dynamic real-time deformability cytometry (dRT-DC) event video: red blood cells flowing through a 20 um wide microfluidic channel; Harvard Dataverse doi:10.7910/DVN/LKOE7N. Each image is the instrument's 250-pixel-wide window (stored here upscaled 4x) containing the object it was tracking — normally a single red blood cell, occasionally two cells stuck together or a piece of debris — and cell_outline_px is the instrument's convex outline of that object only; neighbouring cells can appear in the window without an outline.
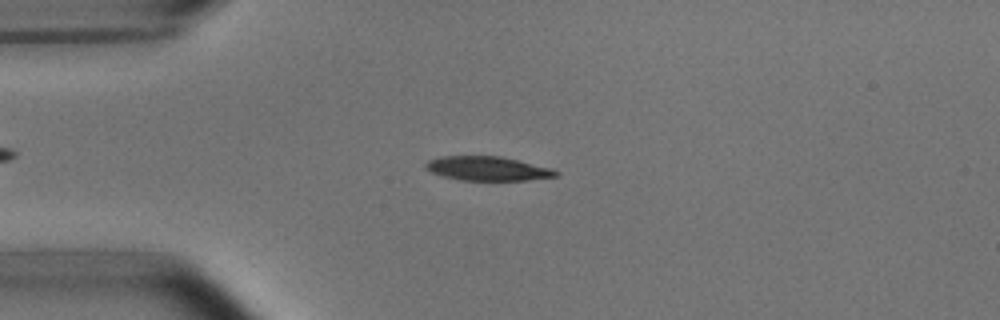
{"species": "common noctule bat (a hibernating species)", "species_latin": "Nyctalus noctula", "temperature_condition": "room temperature", "stored_images_in_passage": 8, "camera_frame_rate_fps": 3000, "um_per_image_px": 0.085, "animal": {"sex": "male", "body_mass_g": 15.6}, "frame": {"image": 1, "passage_image": 3, "time_ms": 2.333, "image_size_px": [1000, 320], "cell_outline_px": [[560, 176], [524, 180], [460, 180], [444, 176], [432, 172], [424, 168], [424, 164], [428, 160], [440, 156], [500, 156], [552, 168], [560, 172]], "centroid_in_image_um": [41.45, 14.32], "position_along_channel_um": 43.6, "area_um2": 18.32}}
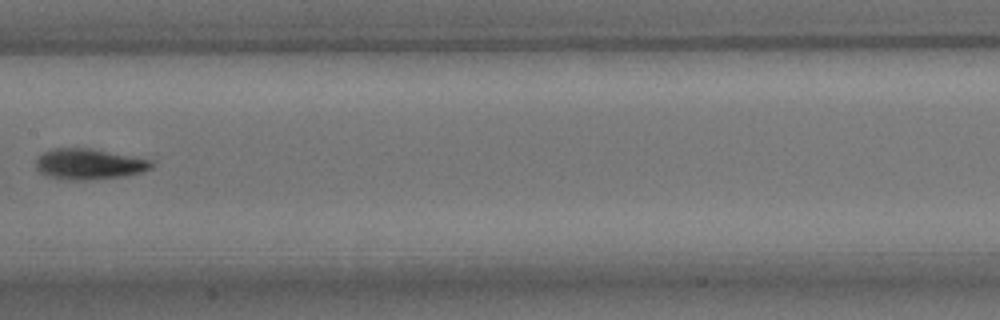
{"frame": {"image": 2, "passage_image": 7, "time_ms": 7.0, "image_size_px": [1000, 320], "cell_outline_px": [[152, 168], [140, 172], [124, 176], [84, 180], [60, 180], [48, 176], [40, 172], [36, 168], [36, 160], [44, 152], [52, 148], [88, 148], [152, 160]], "centroid_in_image_um": [7.53, 13.95], "position_along_channel_um": 199.9, "area_um2": 20.52}}
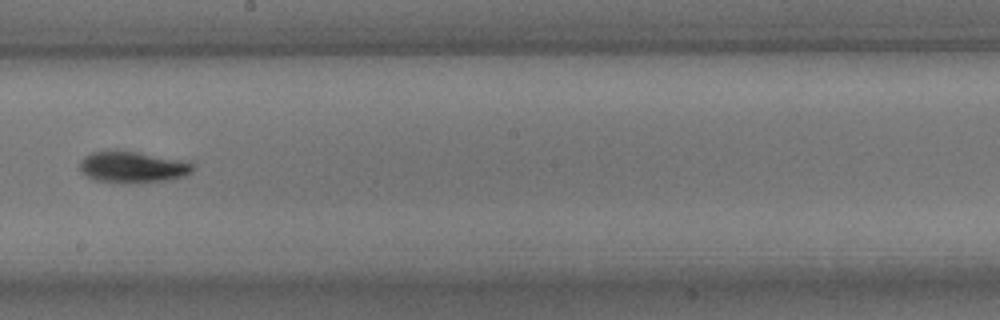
{"frame": {"image": 3, "passage_image": 8, "time_ms": 8.0, "image_size_px": [1000, 320], "cell_outline_px": [[196, 168], [192, 172], [184, 176], [168, 180], [96, 180], [80, 172], [80, 160], [84, 156], [92, 152], [136, 152], [188, 160], [196, 164]], "centroid_in_image_um": [11.37, 14.16], "position_along_channel_um": 236.8, "area_um2": 19.77}}